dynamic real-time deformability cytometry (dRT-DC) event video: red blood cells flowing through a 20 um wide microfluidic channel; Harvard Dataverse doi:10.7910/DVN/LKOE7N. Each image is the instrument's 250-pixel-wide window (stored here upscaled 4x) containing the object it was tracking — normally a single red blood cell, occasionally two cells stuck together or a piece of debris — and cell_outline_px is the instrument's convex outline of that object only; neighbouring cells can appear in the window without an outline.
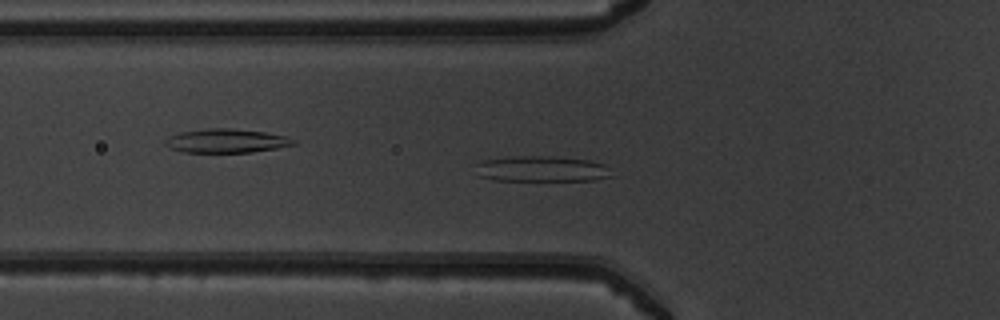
{"species": "common noctule bat (a hibernating species)", "species_latin": "Nyctalus noctula", "temperature_condition": "warm", "stored_images_in_passage": 48, "camera_frame_rate_fps": 3000, "um_per_image_px": 0.085, "animal": {"sex": "male", "body_mass_g": 19.5, "forearm_length_mm": 54.6}, "frame": {"image": 1, "passage_image": 15, "time_ms": 4.667, "image_size_px": [1000, 320], "cell_outline_px": [[616, 176], [592, 180], [492, 180], [480, 176], [476, 164], [480, 160], [512, 156], [552, 156], [592, 160], [604, 164]], "centroid_in_image_um": [46.08, 14.34], "position_along_channel_um": 79.7, "area_um2": 20.52}}
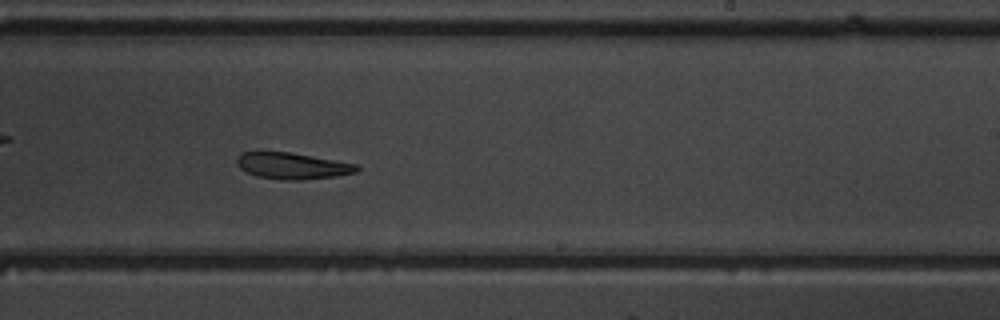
{"frame": {"image": 2, "passage_image": 29, "time_ms": 9.333, "image_size_px": [1000, 320], "cell_outline_px": [[360, 168], [356, 172], [336, 176], [304, 180], [280, 180], [256, 176], [240, 168], [236, 164], [236, 156], [244, 152], [288, 152], [336, 160], [356, 164]], "centroid_in_image_um": [24.84, 14.1], "position_along_channel_um": 264.2, "area_um2": 18.44}}
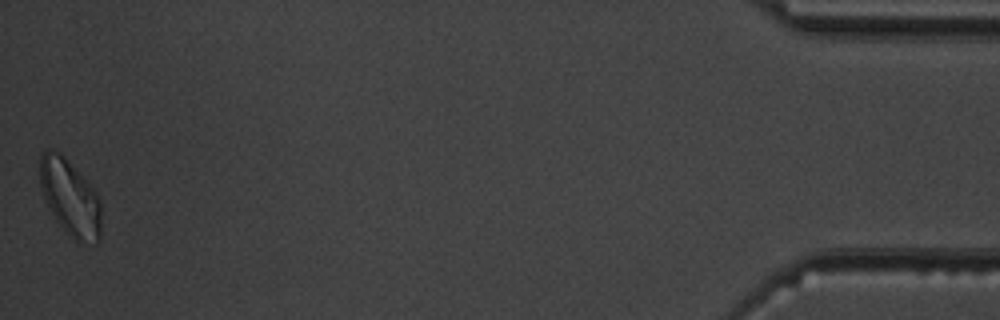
{"frame": {"image": 3, "passage_image": 48, "time_ms": 15.667, "image_size_px": [1000, 320], "cell_outline_px": [[100, 240], [96, 244], [80, 244], [56, 220], [44, 196], [40, 184], [40, 152], [44, 148], [52, 148], [60, 152], [96, 192], [100, 200]], "centroid_in_image_um": [5.96, 16.78], "position_along_channel_um": 429.2, "area_um2": 26.99}, "authors_computed_cell_mechanics": {"area_um2": 21.0392, "velocity_mm_per_s": 3.9577, "shape_relaxation_time_tau1_ms": null, "shape_relaxation_time_tau2_ms": 2.7225, "deformation_change_tau1": null, "deformation_change_tau2": 0.1078}}